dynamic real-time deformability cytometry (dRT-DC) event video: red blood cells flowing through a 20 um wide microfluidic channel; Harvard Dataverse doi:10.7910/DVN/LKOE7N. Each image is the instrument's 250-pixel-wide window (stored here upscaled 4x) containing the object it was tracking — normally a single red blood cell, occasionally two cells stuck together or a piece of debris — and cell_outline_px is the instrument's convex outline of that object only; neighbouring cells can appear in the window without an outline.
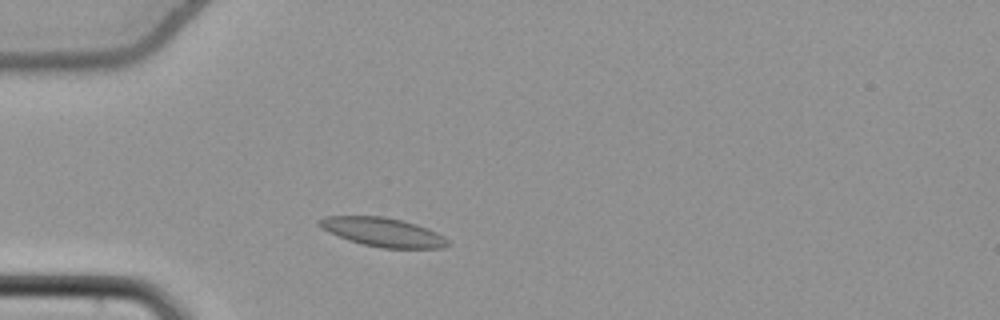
{"species": "common noctule bat (a hibernating species)", "species_latin": "Nyctalus noctula", "temperature_condition": "cold", "stored_images_in_passage": 46, "camera_frame_rate_fps": 3000, "um_per_image_px": 0.085, "animal": {"sex": "female", "body_mass_g": 22.7, "forearm_length_mm": 54.2}, "frame": {"image": 1, "passage_image": 7, "time_ms": 2.0, "image_size_px": [1000, 320], "cell_outline_px": [[452, 244], [444, 248], [380, 248], [348, 240], [328, 232], [316, 224], [316, 220], [324, 216], [384, 216], [404, 220], [428, 228], [444, 236]], "centroid_in_image_um": [32.55, 19.72], "position_along_channel_um": 52.5, "area_um2": 21.91}}
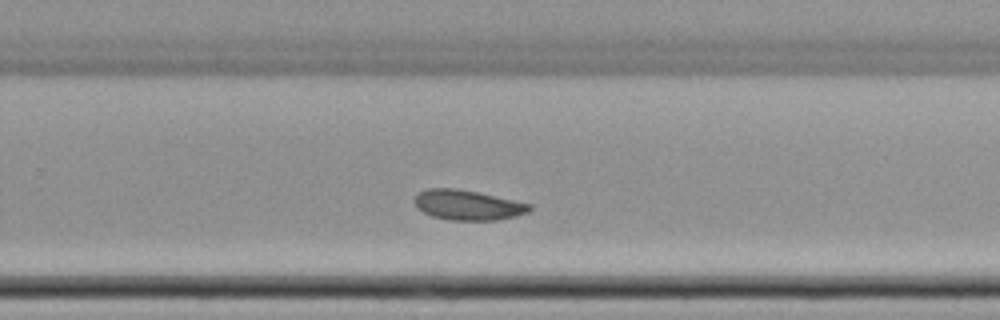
{"frame": {"image": 2, "passage_image": 27, "time_ms": 8.667, "image_size_px": [1000, 320], "cell_outline_px": [[532, 208], [528, 212], [516, 216], [496, 220], [452, 220], [432, 216], [416, 208], [412, 200], [420, 192], [428, 188], [456, 188], [476, 192], [532, 204]], "centroid_in_image_um": [39.73, 17.43], "position_along_channel_um": 290.1, "area_um2": 20.06}}
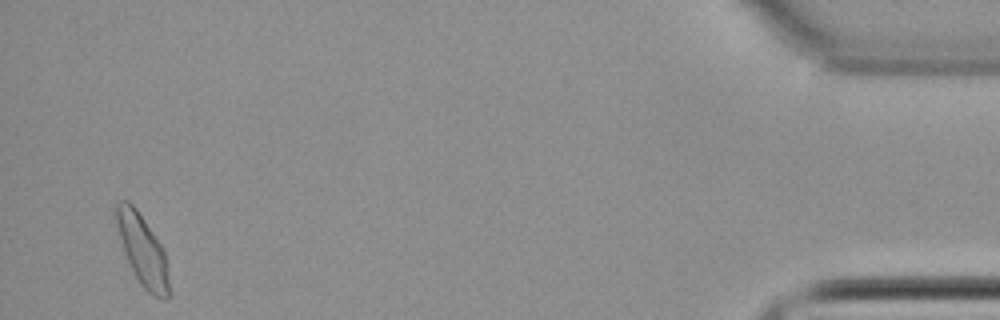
{"frame": {"image": 3, "passage_image": 44, "time_ms": 14.333, "image_size_px": [1000, 320], "cell_outline_px": [[168, 296], [156, 296], [148, 292], [140, 284], [124, 252], [116, 220], [116, 204], [120, 200], [128, 200], [136, 208], [160, 244], [164, 252], [168, 268]], "centroid_in_image_um": [12.1, 21.22], "position_along_channel_um": 423.1, "area_um2": 20.87}, "authors_computed_cell_mechanics": {"area_um2": 20.4901, "velocity_mm_per_s": 3.7839, "shape_relaxation_time_tau1_ms": null, "shape_relaxation_time_tau2_ms": 2.4191, "deformation_change_tau1": null, "deformation_change_tau2": 0.0377}}